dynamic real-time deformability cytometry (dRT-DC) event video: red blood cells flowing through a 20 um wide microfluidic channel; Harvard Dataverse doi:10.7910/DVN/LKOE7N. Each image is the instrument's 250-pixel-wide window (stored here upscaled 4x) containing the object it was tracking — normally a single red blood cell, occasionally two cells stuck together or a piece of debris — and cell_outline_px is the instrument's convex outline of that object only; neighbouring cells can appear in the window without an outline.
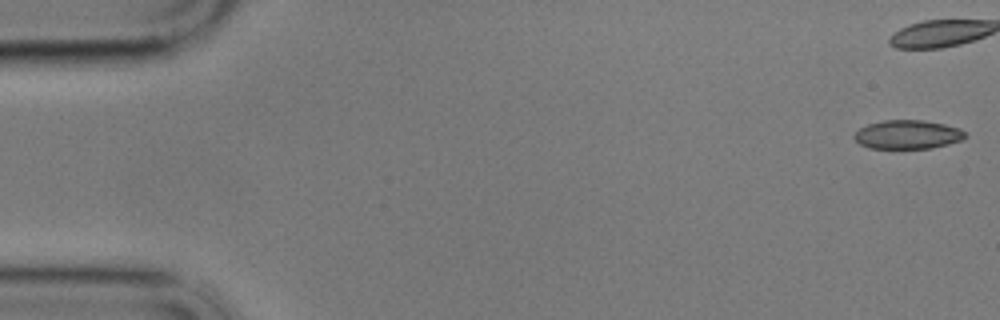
{"species": "common noctule bat (a hibernating species)", "species_latin": "Nyctalus noctula", "temperature_condition": "cold", "stored_images_in_passage": 46, "camera_frame_rate_fps": 3000, "um_per_image_px": 0.085, "animal": {"sex": "male", "body_mass_g": 17.9}, "frame": {"image": 1, "passage_image": 1, "time_ms": 0.0, "image_size_px": [1000, 320], "cell_outline_px": [[968, 136], [960, 140], [948, 144], [932, 148], [868, 148], [860, 144], [852, 136], [860, 128], [868, 124], [884, 120], [924, 120], [944, 124], [960, 128]], "centroid_in_image_um": [77.15, 11.43], "position_along_channel_um": 7.9, "area_um2": 18.61}}
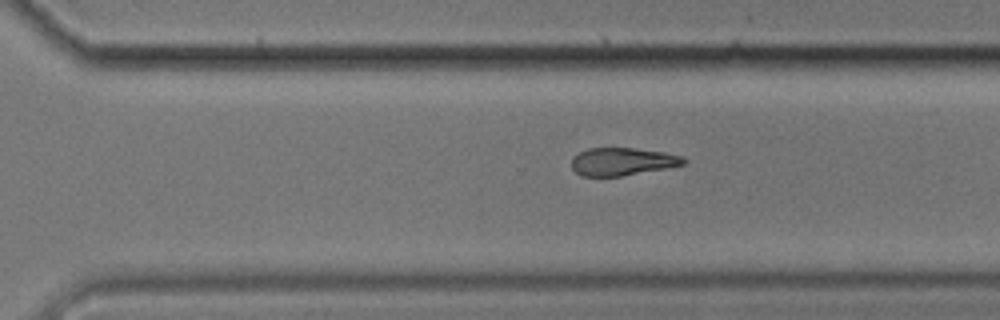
{"frame": {"image": 2, "passage_image": 40, "time_ms": 13.0, "image_size_px": [1000, 320], "cell_outline_px": [[688, 160], [684, 164], [664, 168], [620, 176], [580, 176], [572, 168], [572, 156], [588, 148], [632, 148], [664, 152], [684, 156]], "centroid_in_image_um": [52.89, 13.72], "position_along_channel_um": 317.7, "area_um2": 18.03}}